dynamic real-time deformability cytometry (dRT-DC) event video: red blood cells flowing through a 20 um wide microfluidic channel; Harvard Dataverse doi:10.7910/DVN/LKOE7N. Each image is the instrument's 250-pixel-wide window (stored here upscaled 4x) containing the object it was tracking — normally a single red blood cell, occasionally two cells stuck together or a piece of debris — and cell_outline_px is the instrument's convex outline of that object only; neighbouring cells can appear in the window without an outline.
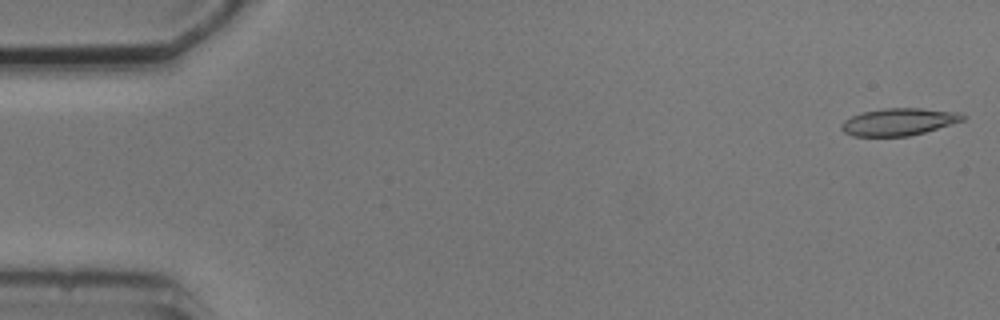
{"species": "common noctule bat (a hibernating species)", "species_latin": "Nyctalus noctula", "temperature_condition": "cold", "stored_images_in_passage": 5, "camera_frame_rate_fps": 3000, "um_per_image_px": 0.085, "animal": {"sex": "male", "body_mass_g": 20.5, "forearm_length_mm": 52.5}, "frame": {"image": 1, "passage_image": 1, "time_ms": 0.0, "image_size_px": [1000, 320], "cell_outline_px": [[968, 116], [964, 120], [924, 132], [908, 136], [852, 136], [844, 132], [840, 128], [840, 124], [844, 120], [852, 116], [864, 112], [884, 108], [920, 108], [956, 112]], "centroid_in_image_um": [76.37, 10.35], "position_along_channel_um": 8.6, "area_um2": 19.13}}